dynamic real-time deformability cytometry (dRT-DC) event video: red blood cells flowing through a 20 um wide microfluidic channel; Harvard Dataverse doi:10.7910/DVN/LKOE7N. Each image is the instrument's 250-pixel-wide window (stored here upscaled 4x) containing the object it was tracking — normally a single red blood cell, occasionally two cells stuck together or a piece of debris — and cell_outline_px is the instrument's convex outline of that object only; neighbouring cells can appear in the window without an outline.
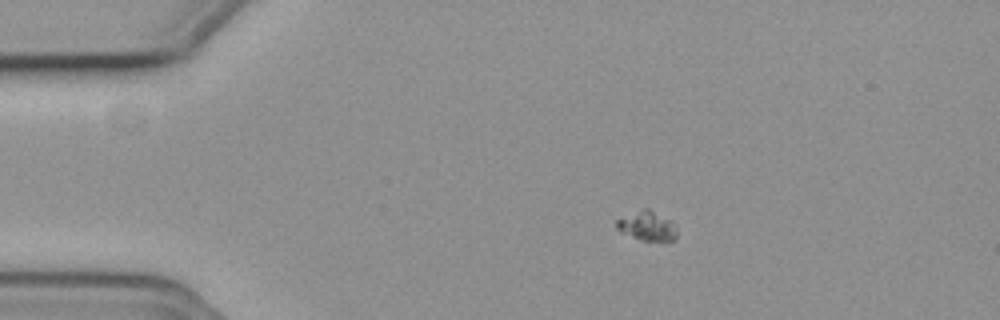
{"species": "common noctule bat (a hibernating species)", "species_latin": "Nyctalus noctula", "temperature_condition": "cold", "stored_images_in_passage": 52, "camera_frame_rate_fps": 3000, "um_per_image_px": 0.085, "animal": {"sex": "female", "body_mass_g": 19.3, "forearm_length_mm": 54.1}, "frame": {"image": 1, "passage_image": 7, "time_ms": 2.0, "image_size_px": [1000, 320], "cell_outline_px": [[676, 240], [664, 244], [644, 240], [620, 232], [616, 228], [616, 220], [644, 208], [648, 208], [668, 220], [676, 228]], "centroid_in_image_um": [55.03, 19.27], "position_along_channel_um": 30.0, "area_um2": 10.35}}
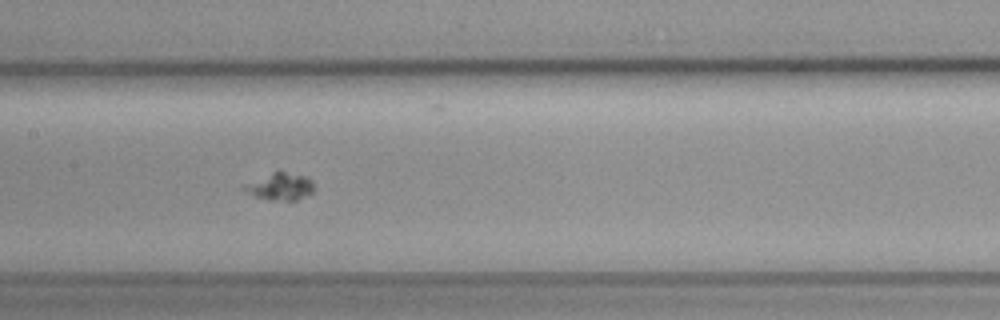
{"frame": {"image": 2, "passage_image": 24, "time_ms": 7.667, "image_size_px": [1000, 320], "cell_outline_px": [[316, 188], [312, 192], [296, 200], [268, 200], [256, 196], [240, 188], [244, 184], [272, 172], [284, 172], [308, 176], [312, 180]], "centroid_in_image_um": [23.84, 15.85], "position_along_channel_um": 183.6, "area_um2": 11.04}}
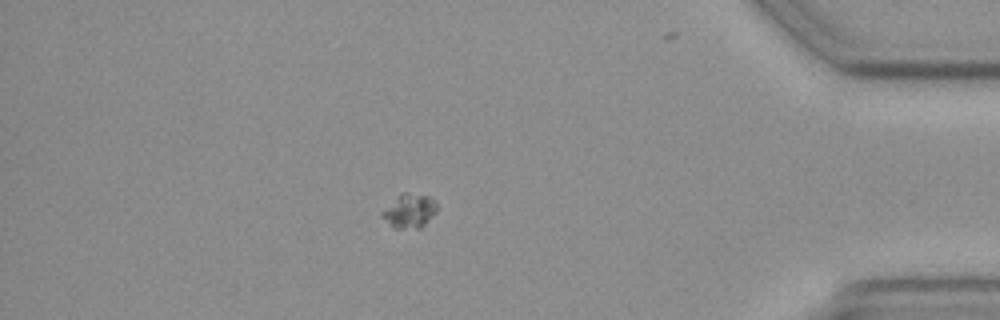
{"frame": {"image": 3, "passage_image": 45, "time_ms": 14.667, "image_size_px": [1000, 320], "cell_outline_px": [[436, 212], [420, 228], [392, 228], [380, 216], [380, 212], [400, 192], [408, 192], [428, 196], [436, 200]], "centroid_in_image_um": [34.76, 17.91], "position_along_channel_um": 400.4, "area_um2": 11.04}}